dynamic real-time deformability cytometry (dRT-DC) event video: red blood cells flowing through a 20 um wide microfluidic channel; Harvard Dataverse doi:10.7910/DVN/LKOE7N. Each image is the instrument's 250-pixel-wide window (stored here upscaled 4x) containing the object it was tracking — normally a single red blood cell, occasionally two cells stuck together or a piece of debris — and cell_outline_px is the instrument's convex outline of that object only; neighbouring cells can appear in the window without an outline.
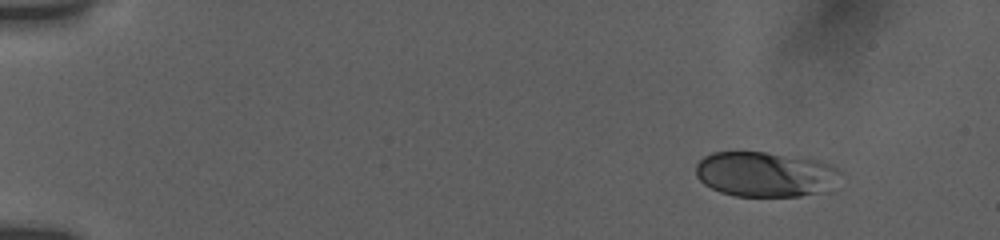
{"species": "human", "species_latin": "Homo sapiens", "temperature_condition": "room temperature", "stored_images_in_passage": 32, "camera_frame_rate_fps": 3000, "um_per_image_px": 0.085, "donor": {"sex": "female"}, "frame": {"image": 1, "passage_image": 1, "time_ms": 0.0, "image_size_px": [1000, 240], "cell_outline_px": [[840, 172], [836, 192], [800, 196], [736, 196], [720, 192], [704, 184], [696, 176], [696, 164], [704, 156], [712, 152], [764, 152], [816, 160], [832, 164]], "centroid_in_image_um": [65.13, 14.84], "position_along_channel_um": 19.9, "area_um2": 38.61}}
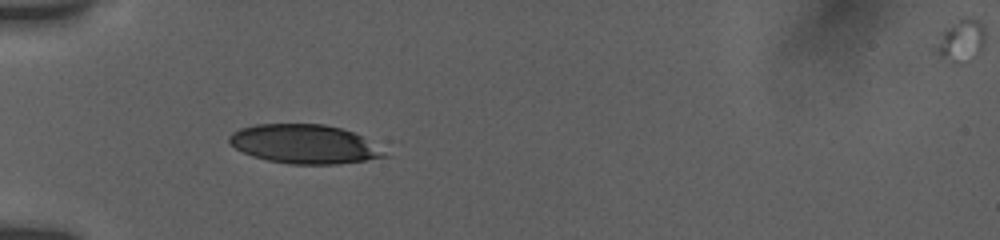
{"frame": {"image": 2, "passage_image": 31, "time_ms": 4.0, "image_size_px": [1000, 240], "cell_outline_px": [[388, 156], [364, 160], [336, 164], [288, 164], [268, 160], [252, 156], [236, 148], [228, 140], [228, 136], [232, 132], [240, 128], [256, 124], [324, 124], [340, 128], [352, 132], [360, 136]], "centroid_in_image_um": [25.78, 12.24], "position_along_channel_um": 59.2, "area_um2": 34.62}}